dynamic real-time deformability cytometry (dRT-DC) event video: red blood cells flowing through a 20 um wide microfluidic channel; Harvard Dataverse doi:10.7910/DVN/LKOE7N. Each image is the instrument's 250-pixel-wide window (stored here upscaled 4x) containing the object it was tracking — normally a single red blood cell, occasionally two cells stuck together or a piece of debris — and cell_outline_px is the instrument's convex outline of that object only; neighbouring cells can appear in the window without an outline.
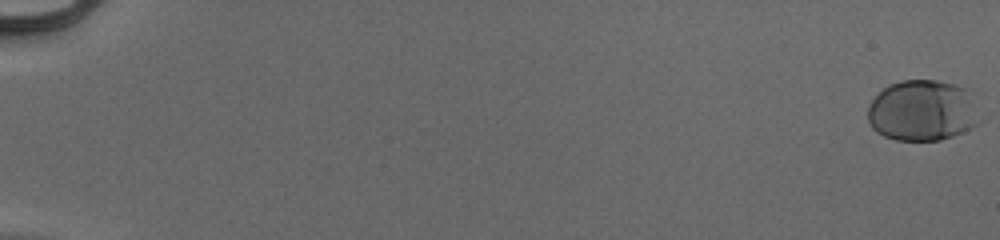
{"species": "human", "species_latin": "Homo sapiens", "temperature_condition": "cold", "stored_images_in_passage": 56, "camera_frame_rate_fps": 3000, "um_per_image_px": 0.085, "donor": {"sex": "male"}, "frame": {"image": 1, "passage_image": 1, "time_ms": 0.0, "image_size_px": [1000, 240], "cell_outline_px": [[980, 120], [976, 124], [964, 132], [940, 140], [896, 140], [884, 136], [876, 132], [872, 128], [868, 120], [868, 108], [872, 100], [888, 84], [900, 80], [936, 80], [956, 84], [964, 88]], "centroid_in_image_um": [78.35, 9.41], "position_along_channel_um": 6.7, "area_um2": 39.36}}
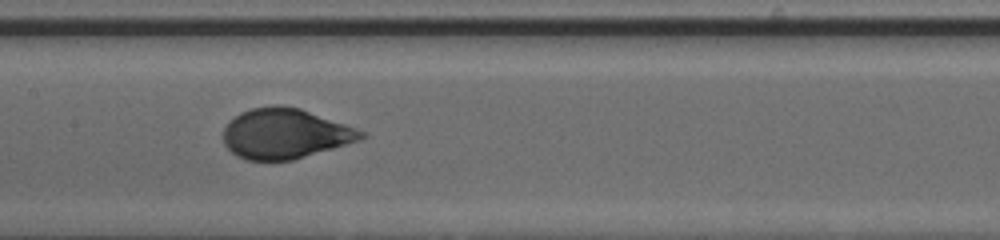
{"frame": {"image": 2, "passage_image": 31, "time_ms": 10.0, "image_size_px": [1000, 240], "cell_outline_px": [[368, 136], [360, 140], [292, 160], [244, 160], [236, 156], [224, 144], [224, 128], [240, 112], [252, 108], [300, 108], [356, 128], [364, 132]], "centroid_in_image_um": [24.24, 11.4], "position_along_channel_um": 183.2, "area_um2": 39.3}}
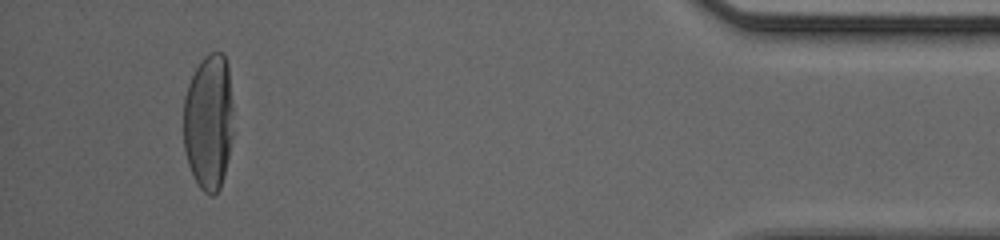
{"frame": {"image": 3, "passage_image": 53, "time_ms": 17.333, "image_size_px": [1000, 240], "cell_outline_px": [[232, 136], [224, 176], [220, 188], [212, 196], [208, 196], [200, 188], [188, 164], [184, 148], [184, 96], [188, 84], [196, 68], [204, 56], [212, 52], [224, 52], [228, 64], [232, 108]], "centroid_in_image_um": [17.73, 10.35], "position_along_channel_um": 417.5, "area_um2": 39.54}, "authors_computed_cell_mechanics": {"area_um2": 39.5352, "velocity_mm_per_s": 3.9469, "shape_relaxation_time_tau1_ms": 3.7959, "shape_relaxation_time_tau2_ms": null, "deformation_change_tau1": 0.171, "deformation_change_tau2": null}}